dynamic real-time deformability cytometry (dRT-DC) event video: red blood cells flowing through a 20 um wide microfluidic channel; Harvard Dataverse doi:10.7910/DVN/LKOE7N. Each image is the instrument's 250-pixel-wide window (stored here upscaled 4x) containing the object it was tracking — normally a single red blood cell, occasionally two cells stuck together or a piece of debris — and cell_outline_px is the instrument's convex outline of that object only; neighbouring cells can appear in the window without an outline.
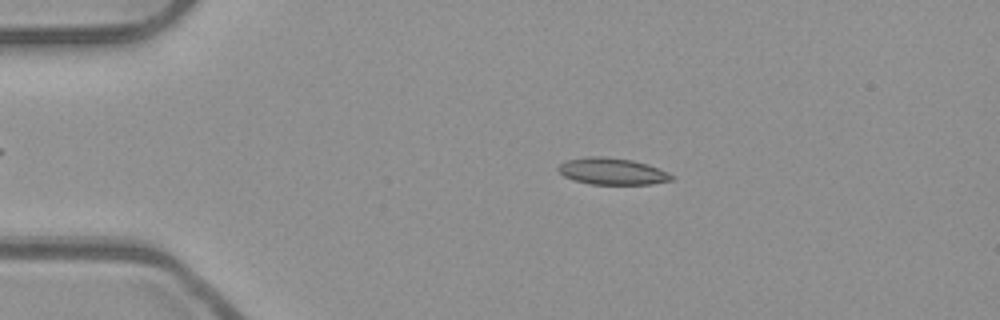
{"species": "common noctule bat (a hibernating species)", "species_latin": "Nyctalus noctula", "temperature_condition": "room temperature", "stored_images_in_passage": 51, "camera_frame_rate_fps": 3000, "um_per_image_px": 0.085, "animal": {"sex": "male", "body_mass_g": 23.1, "forearm_length_mm": 52.7}, "frame": {"image": 1, "passage_image": 10, "time_ms": 3.0, "image_size_px": [1000, 320], "cell_outline_px": [[676, 176], [672, 180], [652, 184], [588, 184], [572, 180], [564, 176], [556, 168], [560, 164], [568, 160], [588, 156], [604, 156], [632, 160], [648, 164], [668, 172]], "centroid_in_image_um": [52.05, 14.56], "position_along_channel_um": 33.0, "area_um2": 17.74}}
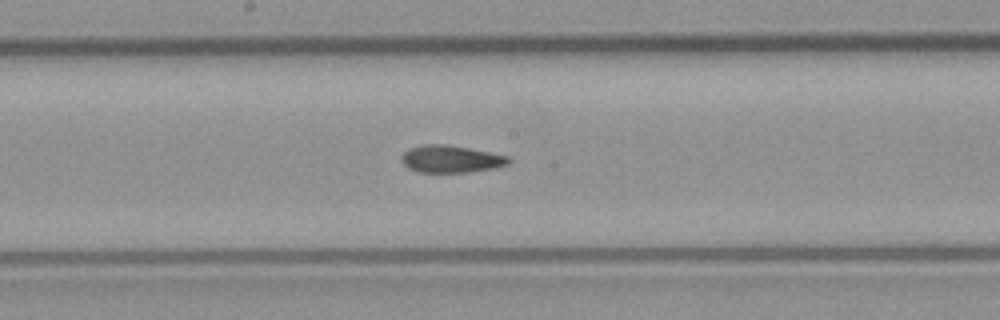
{"frame": {"image": 2, "passage_image": 27, "time_ms": 8.667, "image_size_px": [1000, 320], "cell_outline_px": [[512, 160], [508, 164], [492, 168], [468, 172], [416, 172], [408, 168], [400, 160], [404, 152], [408, 148], [424, 144], [444, 144], [468, 148], [508, 156]], "centroid_in_image_um": [38.29, 13.51], "position_along_channel_um": 209.9, "area_um2": 16.94}}
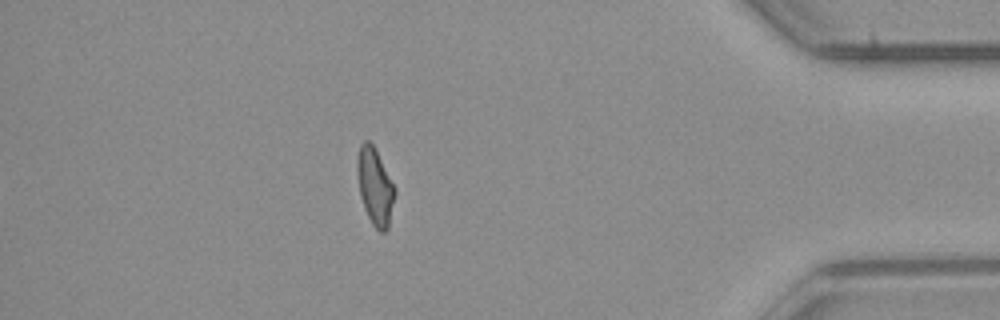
{"frame": {"image": 3, "passage_image": 45, "time_ms": 14.667, "image_size_px": [1000, 320], "cell_outline_px": [[396, 192], [388, 228], [384, 232], [380, 232], [372, 224], [364, 208], [360, 196], [356, 172], [356, 160], [360, 144], [364, 140], [368, 140], [376, 148], [396, 188]], "centroid_in_image_um": [31.87, 15.81], "position_along_channel_um": 403.3, "area_um2": 17.17}, "authors_computed_cell_mechanics": {"area_um2": 17.1666, "velocity_mm_per_s": 3.9705, "shape_relaxation_time_tau1_ms": null, "shape_relaxation_time_tau2_ms": 2.7179, "deformation_change_tau1": null, "deformation_change_tau2": 0.1003}}